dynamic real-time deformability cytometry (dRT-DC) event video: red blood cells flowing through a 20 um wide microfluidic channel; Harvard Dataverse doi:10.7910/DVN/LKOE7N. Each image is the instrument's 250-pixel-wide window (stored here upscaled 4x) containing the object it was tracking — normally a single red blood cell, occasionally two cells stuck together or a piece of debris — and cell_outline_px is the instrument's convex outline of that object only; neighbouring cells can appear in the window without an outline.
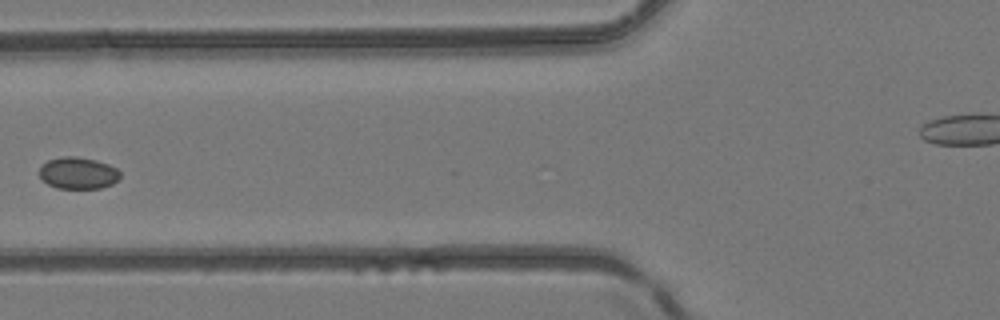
{"species": "common noctule bat (a hibernating species)", "species_latin": "Nyctalus noctula", "temperature_condition": "room temperature", "stored_images_in_passage": 7, "camera_frame_rate_fps": 3000, "um_per_image_px": 0.085, "animal": {"sex": "female", "body_mass_g": 24.6, "forearm_length_mm": 56.2}, "frame": {"image": 1, "passage_image": 7, "time_ms": 8.333, "image_size_px": [1000, 320], "cell_outline_px": [[120, 176], [112, 184], [100, 188], [56, 188], [48, 184], [40, 176], [40, 168], [48, 160], [64, 156], [76, 156], [96, 160], [108, 164], [116, 168], [120, 172]], "centroid_in_image_um": [6.65, 14.7], "position_along_channel_um": 119.2, "area_um2": 14.8}}